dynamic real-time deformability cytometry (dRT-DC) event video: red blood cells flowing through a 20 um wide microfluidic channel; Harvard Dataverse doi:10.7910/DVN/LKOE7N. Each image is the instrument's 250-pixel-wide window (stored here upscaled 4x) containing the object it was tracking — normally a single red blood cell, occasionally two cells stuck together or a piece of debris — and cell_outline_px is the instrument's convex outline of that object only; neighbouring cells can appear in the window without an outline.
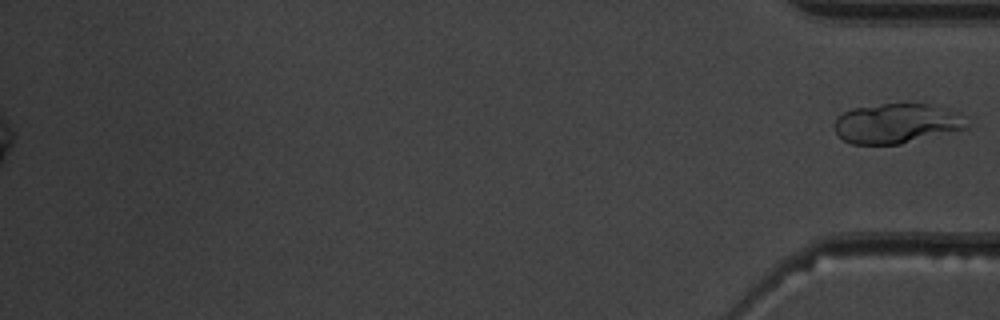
{"species": "common noctule bat (a hibernating species)", "species_latin": "Nyctalus noctula", "temperature_condition": "warm", "stored_images_in_passage": 51, "segment_of_instrument_passage": [2, 2], "camera_frame_rate_fps": 3000, "um_per_image_px": 0.085, "animal": {"sex": "male", "body_mass_g": 19.5, "forearm_length_mm": 54.6}, "frame": {"image": 1, "passage_image": 51, "time_ms": 16.667, "image_size_px": [1000, 320], "cell_outline_px": [[968, 128], [900, 144], [852, 144], [844, 140], [836, 132], [836, 120], [844, 112], [852, 108], [884, 104], [928, 104], [960, 112], [968, 124]], "centroid_in_image_um": [76.25, 10.49], "position_along_channel_um": 358.9, "area_um2": 30.4}}